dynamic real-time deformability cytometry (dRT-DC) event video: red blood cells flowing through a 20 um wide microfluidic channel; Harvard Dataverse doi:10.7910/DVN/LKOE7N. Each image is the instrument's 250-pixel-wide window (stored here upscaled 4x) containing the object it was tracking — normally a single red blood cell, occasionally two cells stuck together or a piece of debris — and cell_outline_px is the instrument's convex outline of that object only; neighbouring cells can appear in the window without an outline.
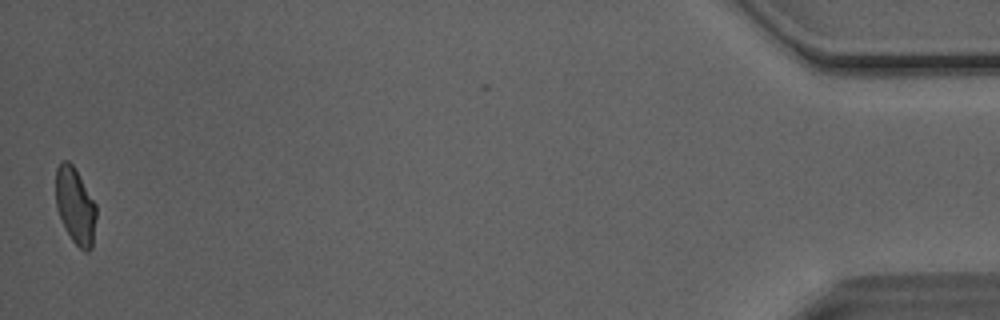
{"species": "Egyptian fruit bat (a non-hibernating species)", "species_latin": "Rousettus aegyptiacus", "temperature_condition": "room temperature", "stored_images_in_passage": 49, "camera_frame_rate_fps": 3000, "um_per_image_px": 0.085, "animal": {"sex": "male"}, "frame": {"image": 1, "passage_image": 49, "time_ms": 16.0, "image_size_px": [1000, 320], "cell_outline_px": [[96, 216], [92, 248], [88, 252], [84, 252], [72, 240], [64, 228], [56, 208], [56, 168], [60, 160], [68, 160], [72, 164], [96, 204]], "centroid_in_image_um": [6.39, 17.51], "position_along_channel_um": 428.8, "area_um2": 18.09}, "authors_computed_cell_mechanics": {"area_um2": 19.2474, "velocity_mm_per_s": 4.0901, "shape_relaxation_time_tau1_ms": null, "shape_relaxation_time_tau2_ms": 0.7029, "deformation_change_tau1": null, "deformation_change_tau2": 0.0469}}